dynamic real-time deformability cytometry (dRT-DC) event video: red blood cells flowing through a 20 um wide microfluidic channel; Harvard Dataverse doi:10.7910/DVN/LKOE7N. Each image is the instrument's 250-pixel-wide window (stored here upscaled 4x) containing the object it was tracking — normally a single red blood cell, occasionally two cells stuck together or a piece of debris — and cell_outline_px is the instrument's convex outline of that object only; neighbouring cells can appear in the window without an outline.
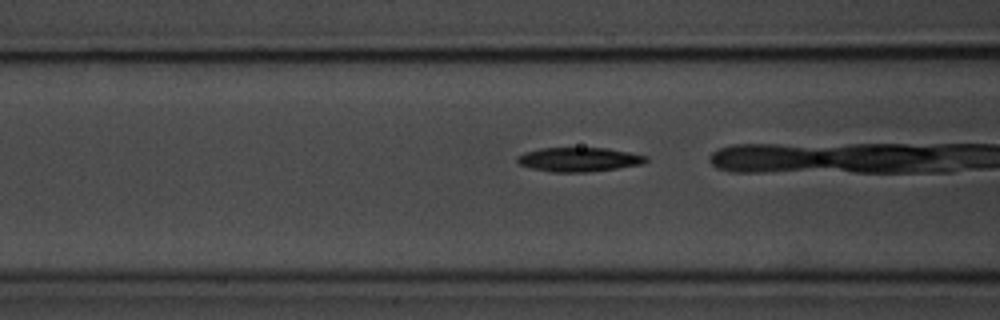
{"species": "common noctule bat (a hibernating species)", "species_latin": "Nyctalus noctula", "temperature_condition": "room temperature", "stored_images_in_passage": 18, "camera_frame_rate_fps": 3000, "um_per_image_px": 0.085, "animal": {"sex": "male", "body_mass_g": 20.1, "forearm_length_mm": 53.5}, "frame": {"image": 1, "passage_image": 6, "time_ms": 1.667, "image_size_px": [1000, 320], "cell_outline_px": [[648, 160], [644, 164], [616, 168], [584, 172], [552, 172], [532, 168], [520, 164], [516, 160], [516, 156], [524, 152], [540, 148], [608, 148], [648, 156]], "centroid_in_image_um": [49.21, 13.55], "position_along_channel_um": 117.4, "area_um2": 18.09}}